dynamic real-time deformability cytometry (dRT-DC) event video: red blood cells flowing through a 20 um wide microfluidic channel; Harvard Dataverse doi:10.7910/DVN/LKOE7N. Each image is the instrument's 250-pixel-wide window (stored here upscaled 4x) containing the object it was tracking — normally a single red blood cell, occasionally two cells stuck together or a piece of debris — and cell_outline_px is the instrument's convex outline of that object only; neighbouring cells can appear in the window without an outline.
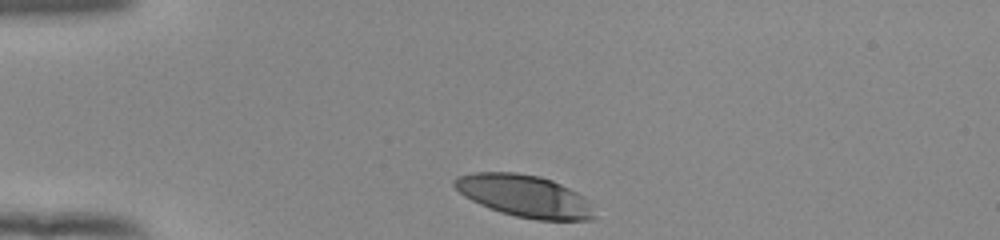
{"species": "human", "species_latin": "Homo sapiens", "temperature_condition": "room temperature", "stored_images_in_passage": 33, "camera_frame_rate_fps": 3000, "um_per_image_px": 0.085, "donor": {"sex": "female"}, "frame": {"image": 1, "passage_image": 1, "time_ms": 0.0, "image_size_px": [1000, 240], "cell_outline_px": [[596, 216], [592, 220], [536, 220], [516, 216], [500, 212], [480, 204], [464, 196], [452, 184], [452, 180], [456, 176], [472, 172], [516, 172], [540, 176], [552, 180], [584, 196], [588, 200]], "centroid_in_image_um": [44.57, 16.65], "position_along_channel_um": 40.4, "area_um2": 34.45}}
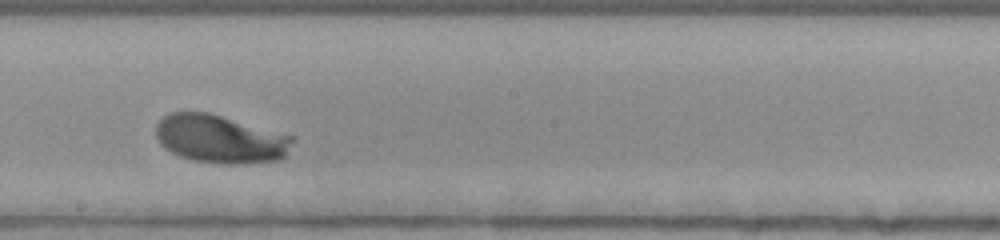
{"frame": {"image": 2, "passage_image": 19, "time_ms": 6.0, "image_size_px": [1000, 240], "cell_outline_px": [[296, 136], [284, 156], [280, 160], [240, 164], [224, 164], [196, 160], [180, 156], [172, 152], [160, 144], [156, 136], [156, 124], [168, 112], [208, 112]], "centroid_in_image_um": [18.73, 11.8], "position_along_channel_um": 229.5, "area_um2": 38.38}}
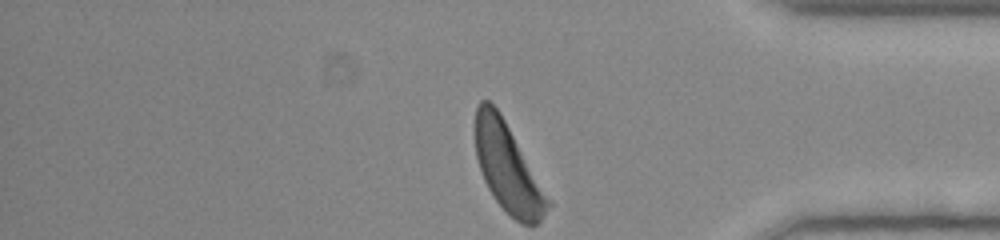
{"frame": {"image": 3, "passage_image": 33, "time_ms": 10.667, "image_size_px": [1000, 240], "cell_outline_px": [[552, 204], [540, 220], [536, 224], [520, 224], [496, 200], [488, 188], [484, 180], [476, 156], [472, 128], [476, 108], [480, 100], [488, 100], [500, 112], [552, 200]], "centroid_in_image_um": [43.14, 14.22], "position_along_channel_um": 392.1, "area_um2": 37.8}, "authors_computed_cell_mechanics": {"area_um2": 36.992, "velocity_mm_per_s": 3.8417, "shape_relaxation_time_tau1_ms": 3.2987, "shape_relaxation_time_tau2_ms": null, "deformation_change_tau1": 0.1872, "deformation_change_tau2": null}}